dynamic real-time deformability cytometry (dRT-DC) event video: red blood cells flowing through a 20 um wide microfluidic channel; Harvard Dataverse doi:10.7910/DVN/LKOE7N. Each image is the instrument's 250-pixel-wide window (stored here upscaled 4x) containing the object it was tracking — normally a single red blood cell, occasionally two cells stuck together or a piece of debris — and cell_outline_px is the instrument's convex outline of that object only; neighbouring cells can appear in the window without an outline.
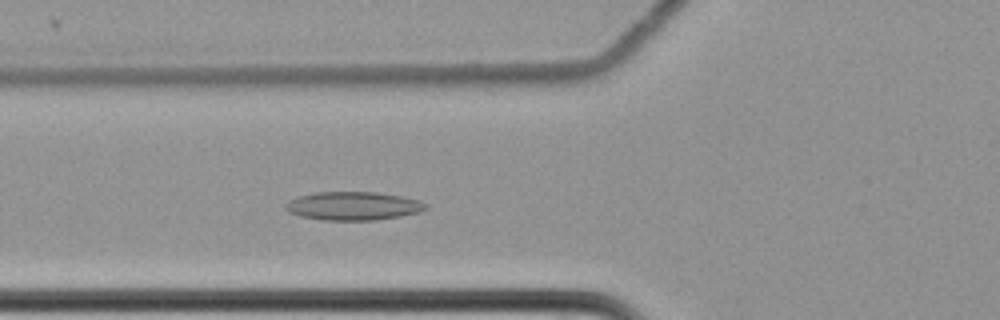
{"species": "common noctule bat (a hibernating species)", "species_latin": "Nyctalus noctula", "temperature_condition": "cold", "stored_images_in_passage": 51, "camera_frame_rate_fps": 3000, "um_per_image_px": 0.085, "animal": {"sex": "female", "body_mass_g": 22.7, "forearm_length_mm": 54.2}, "frame": {"image": 1, "passage_image": 14, "time_ms": 4.333, "image_size_px": [1000, 320], "cell_outline_px": [[428, 208], [420, 212], [400, 216], [376, 220], [324, 220], [300, 216], [288, 212], [284, 208], [284, 204], [288, 200], [300, 196], [316, 192], [376, 192], [400, 196], [416, 200], [428, 204]], "centroid_in_image_um": [30.0, 17.51], "position_along_channel_um": 95.8, "area_um2": 23.24}}
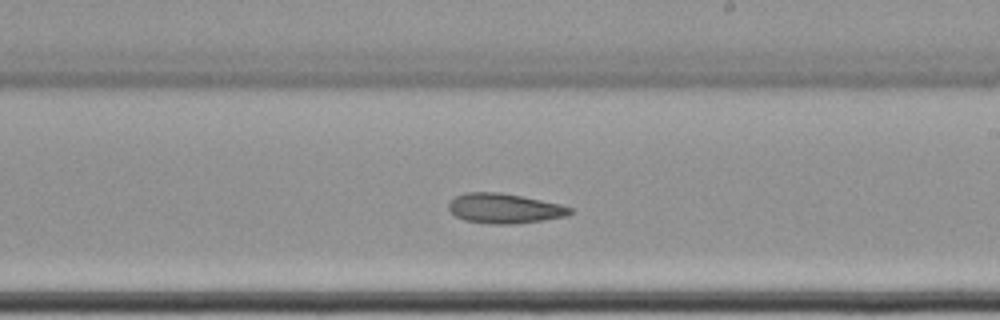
{"frame": {"image": 2, "passage_image": 27, "time_ms": 8.667, "image_size_px": [1000, 320], "cell_outline_px": [[572, 212], [564, 216], [544, 220], [512, 224], [492, 224], [464, 220], [456, 216], [448, 208], [448, 204], [456, 196], [464, 192], [500, 192], [560, 204], [572, 208]], "centroid_in_image_um": [42.85, 17.71], "position_along_channel_um": 246.2, "area_um2": 20.92}}
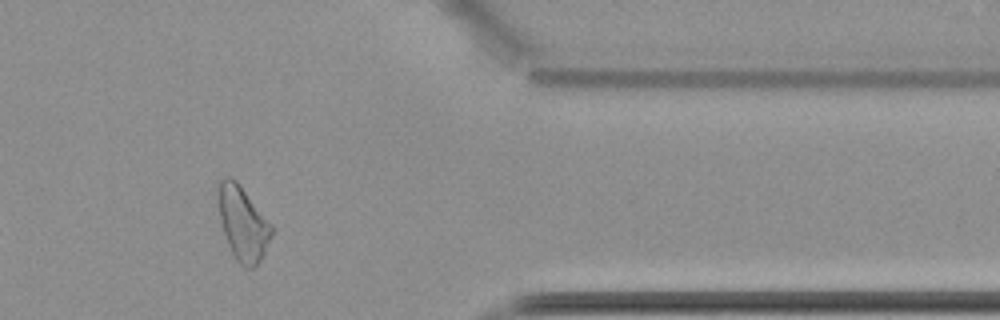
{"frame": {"image": 3, "passage_image": 41, "time_ms": 13.333, "image_size_px": [1000, 320], "cell_outline_px": [[276, 228], [256, 268], [244, 268], [236, 260], [228, 244], [220, 220], [216, 200], [216, 196], [220, 180], [224, 176], [228, 176], [236, 180], [240, 184]], "centroid_in_image_um": [20.65, 18.96], "position_along_channel_um": 390.8, "area_um2": 23.58}, "authors_computed_cell_mechanics": {"area_um2": 23.0044, "velocity_mm_per_s": 3.4744, "shape_relaxation_time_tau1_ms": null, "shape_relaxation_time_tau2_ms": 8.2783, "deformation_change_tau1": null, "deformation_change_tau2": 0.1432}}